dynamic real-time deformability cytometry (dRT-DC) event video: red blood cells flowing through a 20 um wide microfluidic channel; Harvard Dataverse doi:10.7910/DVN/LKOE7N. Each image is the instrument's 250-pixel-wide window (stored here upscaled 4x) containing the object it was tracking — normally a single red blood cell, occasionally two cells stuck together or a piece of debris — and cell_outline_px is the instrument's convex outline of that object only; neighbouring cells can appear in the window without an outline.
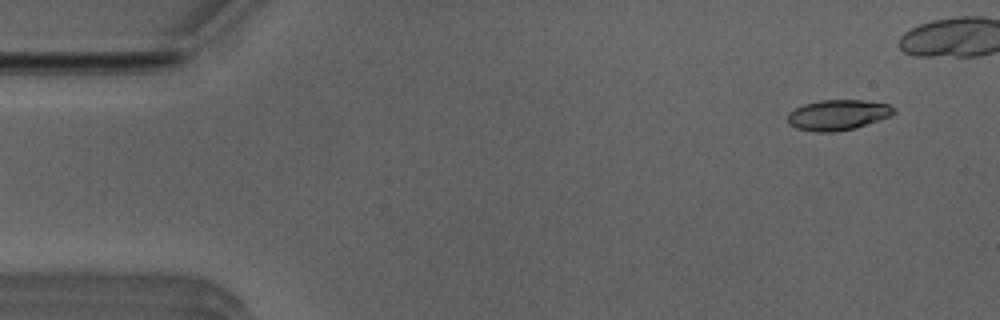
{"species": "Egyptian fruit bat (a non-hibernating species)", "species_latin": "Rousettus aegyptiacus", "temperature_condition": "room temperature", "stored_images_in_passage": 41, "camera_frame_rate_fps": 3000, "um_per_image_px": 0.085, "animal": {"sex": "male"}, "frame": {"image": 1, "passage_image": 3, "time_ms": 0.667, "image_size_px": [1000, 320], "cell_outline_px": [[896, 112], [892, 116], [856, 128], [832, 132], [816, 132], [796, 128], [788, 124], [788, 112], [804, 104], [820, 100], [864, 100], [888, 104], [896, 108]], "centroid_in_image_um": [71.25, 9.77], "position_along_channel_um": 13.8, "area_um2": 19.02}}
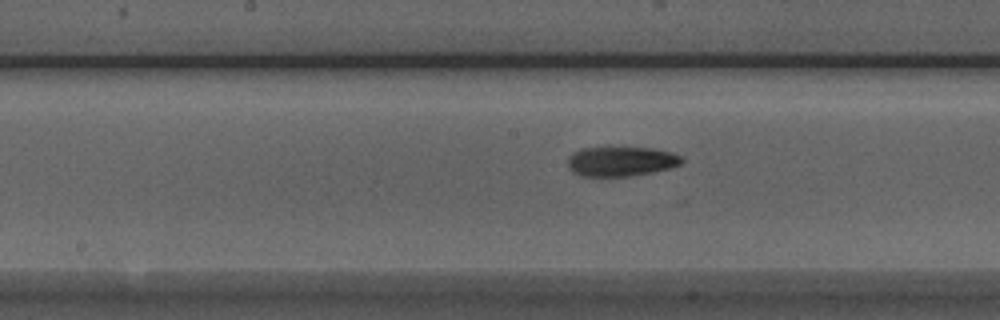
{"frame": {"image": 2, "passage_image": 25, "time_ms": 8.0, "image_size_px": [1000, 320], "cell_outline_px": [[684, 160], [680, 164], [672, 168], [652, 172], [628, 176], [580, 176], [572, 172], [568, 168], [568, 156], [572, 152], [580, 148], [652, 148], [672, 152], [684, 156]], "centroid_in_image_um": [52.79, 13.72], "position_along_channel_um": 195.4, "area_um2": 19.88}}
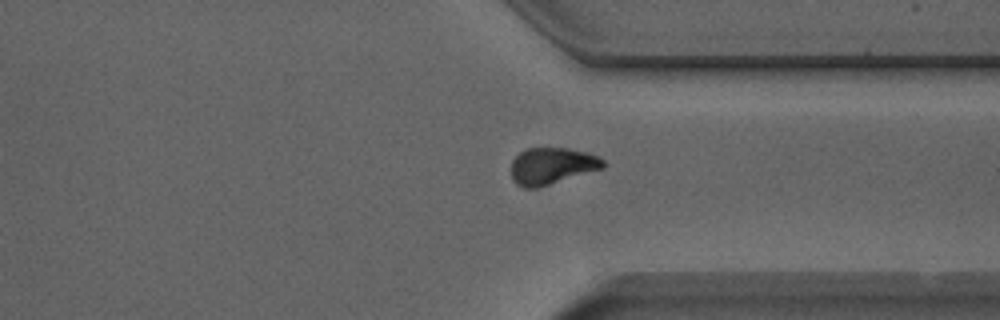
{"frame": {"image": 3, "passage_image": 38, "time_ms": 12.333, "image_size_px": [1000, 320], "cell_outline_px": [[604, 168], [536, 188], [524, 188], [516, 184], [512, 176], [512, 160], [520, 152], [528, 148], [568, 148], [588, 152], [600, 156], [604, 160]], "centroid_in_image_um": [46.93, 14.09], "position_along_channel_um": 364.5, "area_um2": 19.65}}